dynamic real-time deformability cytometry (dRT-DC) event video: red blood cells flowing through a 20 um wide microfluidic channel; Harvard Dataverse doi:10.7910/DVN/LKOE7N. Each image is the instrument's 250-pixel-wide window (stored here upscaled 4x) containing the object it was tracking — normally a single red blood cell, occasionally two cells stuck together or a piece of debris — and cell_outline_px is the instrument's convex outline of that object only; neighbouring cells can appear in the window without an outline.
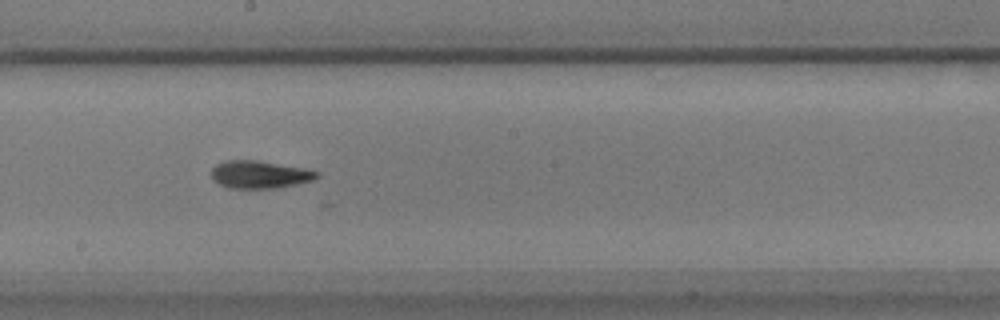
{"species": "common noctule bat (a hibernating species)", "species_latin": "Nyctalus noctula", "temperature_condition": "warm", "stored_images_in_passage": 30, "camera_frame_rate_fps": 3000, "um_per_image_px": 0.085, "animal": {"sex": "male", "body_mass_g": 17.9}, "frame": {"image": 1, "passage_image": 21, "time_ms": 6.667, "image_size_px": [1000, 320], "cell_outline_px": [[320, 176], [312, 180], [276, 188], [228, 188], [212, 180], [212, 168], [216, 164], [224, 160], [256, 160], [304, 168], [320, 172]], "centroid_in_image_um": [22.05, 14.83], "position_along_channel_um": 226.2, "area_um2": 16.94}}